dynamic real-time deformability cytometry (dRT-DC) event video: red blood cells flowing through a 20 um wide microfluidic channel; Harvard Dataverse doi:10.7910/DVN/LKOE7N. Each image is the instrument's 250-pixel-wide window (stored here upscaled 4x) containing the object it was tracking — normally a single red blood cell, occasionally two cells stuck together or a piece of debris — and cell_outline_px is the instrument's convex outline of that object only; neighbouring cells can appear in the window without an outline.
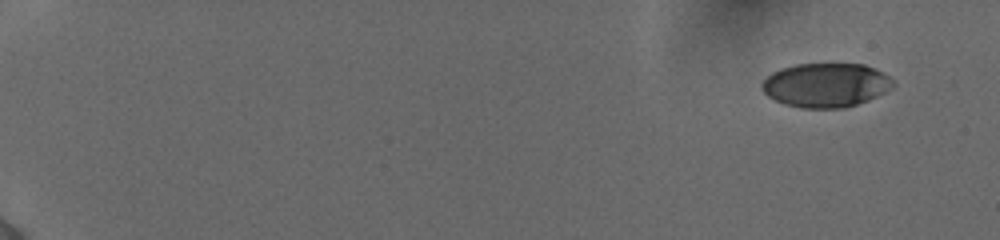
{"species": "human", "species_latin": "Homo sapiens", "temperature_condition": "cold", "stored_images_in_passage": 53, "camera_frame_rate_fps": 3000, "um_per_image_px": 0.085, "donor": {"sex": "female"}, "frame": {"image": 1, "passage_image": 1, "time_ms": 0.0, "image_size_px": [1000, 240], "cell_outline_px": [[896, 84], [892, 88], [868, 100], [844, 108], [800, 108], [784, 104], [768, 96], [760, 88], [760, 84], [772, 72], [780, 68], [796, 64], [864, 64], [888, 76]], "centroid_in_image_um": [70.16, 7.24], "position_along_channel_um": 14.8, "area_um2": 33.64}}
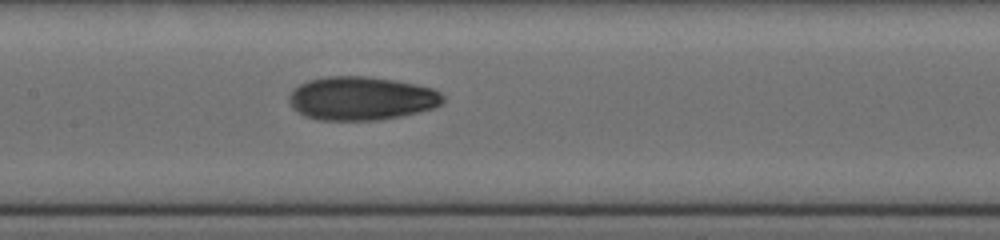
{"frame": {"image": 2, "passage_image": 28, "time_ms": 9.0, "image_size_px": [1000, 240], "cell_outline_px": [[444, 100], [436, 108], [400, 116], [380, 120], [320, 120], [304, 116], [292, 108], [288, 100], [288, 96], [300, 84], [308, 80], [324, 76], [368, 76], [396, 80], [416, 84], [432, 88], [440, 92], [444, 96]], "centroid_in_image_um": [30.72, 8.36], "position_along_channel_um": 176.7, "area_um2": 39.36}}
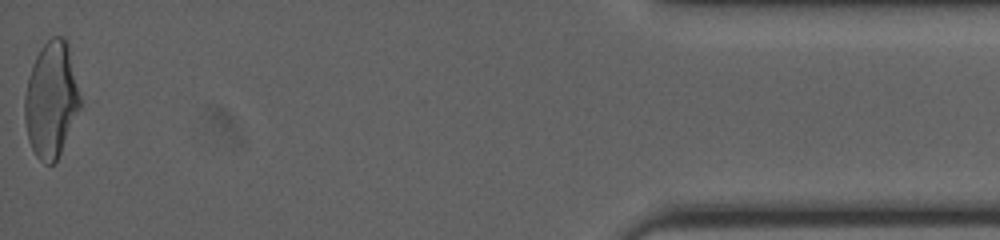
{"frame": {"image": 3, "passage_image": 53, "time_ms": 17.333, "image_size_px": [1000, 240], "cell_outline_px": [[80, 108], [60, 152], [56, 160], [52, 164], [44, 164], [36, 156], [28, 140], [24, 120], [24, 96], [28, 76], [32, 64], [40, 48], [52, 36], [64, 36], [68, 44], [80, 96]], "centroid_in_image_um": [4.33, 8.46], "position_along_channel_um": 430.9, "area_um2": 37.28}, "authors_computed_cell_mechanics": {"area_um2": 36.8186, "velocity_mm_per_s": 3.8812, "shape_relaxation_time_tau1_ms": 4.3974, "shape_relaxation_time_tau2_ms": 1.8657, "deformation_change_tau1": 0.167, "deformation_change_tau2": 0.0716}}